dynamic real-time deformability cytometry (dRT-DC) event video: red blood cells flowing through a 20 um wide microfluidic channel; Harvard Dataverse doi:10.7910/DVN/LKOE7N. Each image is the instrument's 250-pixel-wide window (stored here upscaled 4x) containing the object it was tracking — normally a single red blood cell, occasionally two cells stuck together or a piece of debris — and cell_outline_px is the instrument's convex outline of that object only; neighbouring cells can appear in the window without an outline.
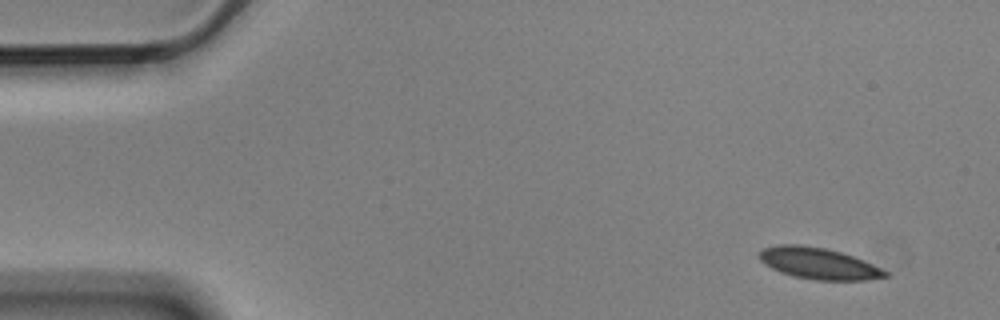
{"species": "Egyptian fruit bat (a non-hibernating species)", "species_latin": "Rousettus aegyptiacus", "temperature_condition": "cold", "stored_images_in_passage": 5, "camera_frame_rate_fps": 3000, "um_per_image_px": 0.085, "animal": {"sex": "male"}, "frame": {"image": 1, "passage_image": 1, "time_ms": 0.0, "image_size_px": [1000, 320], "cell_outline_px": [[888, 276], [864, 280], [816, 280], [796, 276], [780, 272], [764, 264], [760, 260], [760, 252], [764, 248], [776, 244], [800, 244], [824, 248], [840, 252], [864, 260], [888, 272]], "centroid_in_image_um": [69.56, 22.38], "position_along_channel_um": 15.4, "area_um2": 22.77}}
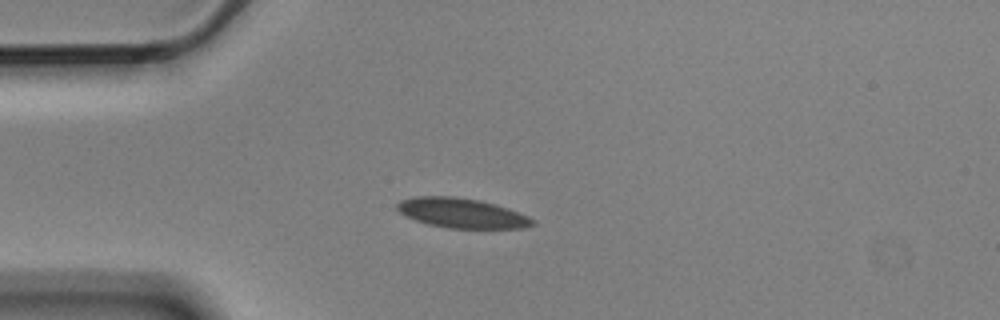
{"frame": {"image": 2, "passage_image": 4, "time_ms": 1.0, "image_size_px": [1000, 320], "cell_outline_px": [[536, 224], [524, 228], [448, 228], [428, 224], [404, 216], [396, 208], [396, 204], [400, 200], [416, 196], [452, 196], [480, 200], [508, 208], [528, 216], [536, 220]], "centroid_in_image_um": [39.25, 18.11], "position_along_channel_um": 45.8, "area_um2": 23.58}}
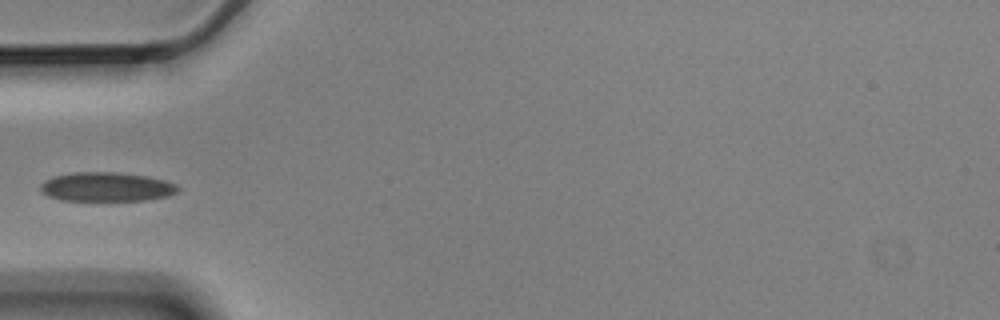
{"frame": {"image": 3, "passage_image": 5, "time_ms": 1.333, "image_size_px": [1000, 320], "cell_outline_px": [[180, 188], [176, 192], [168, 196], [148, 200], [60, 200], [48, 196], [40, 192], [40, 184], [44, 180], [56, 176], [76, 172], [116, 172], [148, 176], [164, 180], [176, 184]], "centroid_in_image_um": [9.05, 15.88], "position_along_channel_um": 76.0, "area_um2": 23.35}}